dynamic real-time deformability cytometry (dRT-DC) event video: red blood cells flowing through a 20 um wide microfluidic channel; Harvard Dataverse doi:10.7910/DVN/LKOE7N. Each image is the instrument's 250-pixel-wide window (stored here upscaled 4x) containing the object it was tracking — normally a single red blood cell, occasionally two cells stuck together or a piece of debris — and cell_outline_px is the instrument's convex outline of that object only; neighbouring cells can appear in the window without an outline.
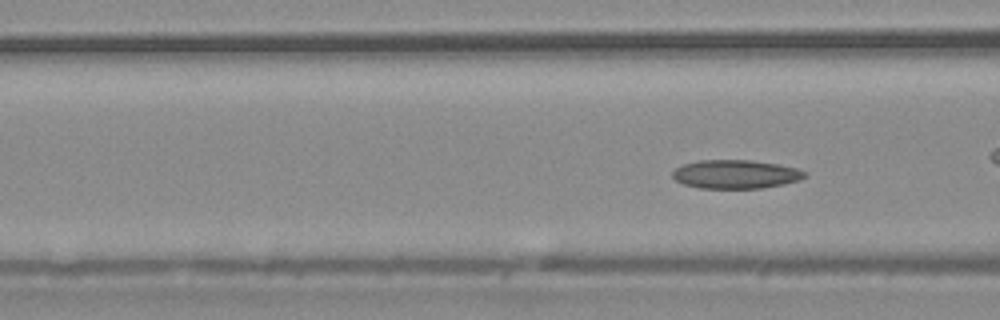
{"species": "common noctule bat (a hibernating species)", "species_latin": "Nyctalus noctula", "temperature_condition": "warm", "stored_images_in_passage": 5, "camera_frame_rate_fps": 3000, "um_per_image_px": 0.085, "animal": {"sex": "male", "body_mass_g": 20.4}, "frame": {"image": 1, "passage_image": 5, "time_ms": 1.333, "image_size_px": [1000, 320], "cell_outline_px": [[808, 176], [800, 180], [784, 184], [760, 188], [700, 188], [684, 184], [676, 180], [672, 176], [672, 172], [676, 168], [684, 164], [700, 160], [752, 160], [780, 164], [796, 168], [808, 172]], "centroid_in_image_um": [62.58, 14.8], "position_along_channel_um": 104.0, "area_um2": 22.2}}